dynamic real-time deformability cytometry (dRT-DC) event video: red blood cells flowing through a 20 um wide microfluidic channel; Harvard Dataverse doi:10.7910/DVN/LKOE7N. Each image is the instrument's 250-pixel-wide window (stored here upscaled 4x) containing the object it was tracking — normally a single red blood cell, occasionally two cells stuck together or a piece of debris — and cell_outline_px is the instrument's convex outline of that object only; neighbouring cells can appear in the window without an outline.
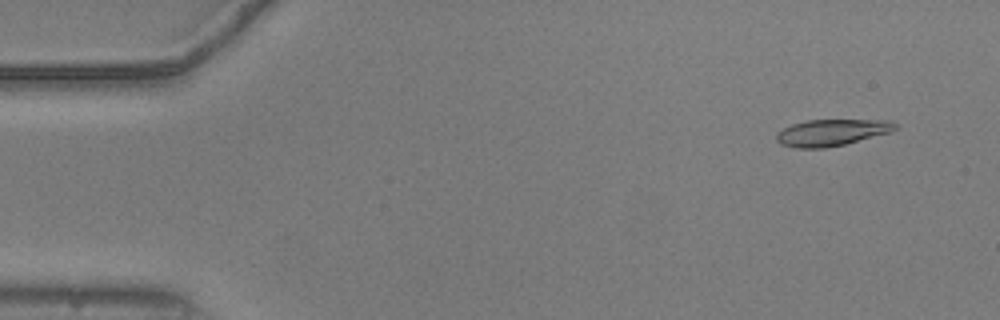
{"species": "common noctule bat (a hibernating species)", "species_latin": "Nyctalus noctula", "temperature_condition": "warm", "stored_images_in_passage": 18, "camera_frame_rate_fps": 3000, "um_per_image_px": 0.085, "animal": {"sex": "male", "body_mass_g": 20.5, "forearm_length_mm": 52.5}, "frame": {"image": 1, "passage_image": 4, "time_ms": 1.0, "image_size_px": [1000, 320], "cell_outline_px": [[896, 128], [892, 132], [844, 144], [824, 148], [796, 148], [780, 144], [776, 140], [776, 132], [792, 124], [808, 120], [888, 120], [896, 124]], "centroid_in_image_um": [70.67, 11.27], "position_along_channel_um": 14.3, "area_um2": 18.32}}
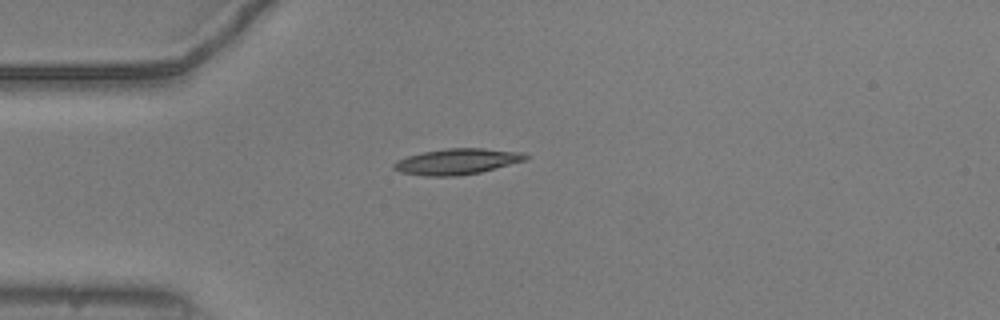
{"frame": {"image": 2, "passage_image": 14, "time_ms": 4.333, "image_size_px": [1000, 320], "cell_outline_px": [[528, 156], [524, 160], [480, 172], [456, 176], [424, 176], [400, 172], [392, 168], [392, 164], [396, 160], [408, 156], [424, 152], [448, 148], [484, 148], [524, 152]], "centroid_in_image_um": [38.81, 13.73], "position_along_channel_um": 46.2, "area_um2": 19.71}}